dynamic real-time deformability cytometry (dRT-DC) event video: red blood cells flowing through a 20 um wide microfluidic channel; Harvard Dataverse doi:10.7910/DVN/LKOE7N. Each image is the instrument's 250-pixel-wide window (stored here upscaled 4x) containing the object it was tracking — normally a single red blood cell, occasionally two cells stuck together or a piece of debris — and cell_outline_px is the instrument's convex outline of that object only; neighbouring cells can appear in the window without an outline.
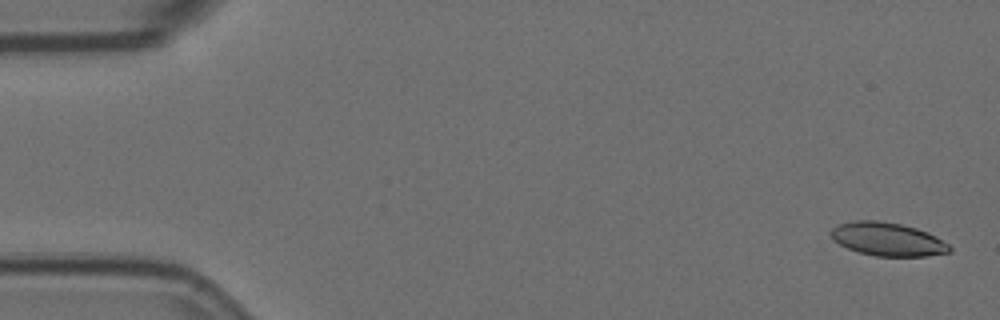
{"species": "Egyptian fruit bat (a non-hibernating species)", "species_latin": "Rousettus aegyptiacus", "temperature_condition": "room temperature", "stored_images_in_passage": 19, "camera_frame_rate_fps": 3000, "um_per_image_px": 0.085, "animal": {"sex": "female"}, "frame": {"image": 1, "passage_image": 2, "time_ms": 0.333, "image_size_px": [1000, 320], "cell_outline_px": [[952, 252], [928, 256], [876, 256], [860, 252], [848, 248], [832, 240], [832, 228], [840, 224], [856, 220], [876, 220], [900, 224], [916, 228], [928, 232], [936, 236], [948, 244], [952, 248]], "centroid_in_image_um": [75.49, 20.34], "position_along_channel_um": 9.5, "area_um2": 22.95}}
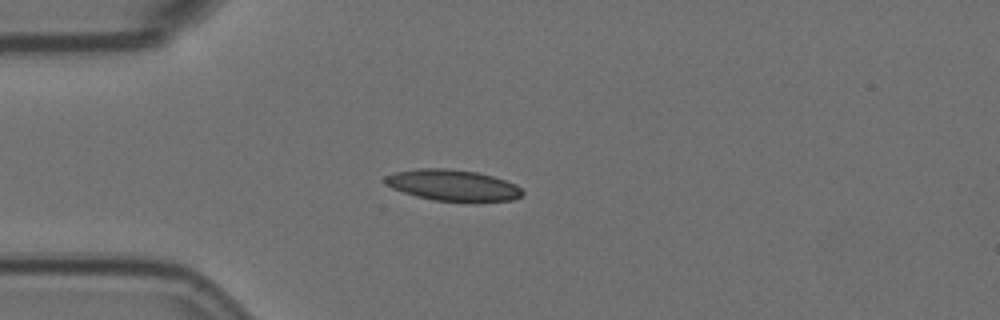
{"frame": {"image": 2, "passage_image": 15, "time_ms": 4.667, "image_size_px": [1000, 320], "cell_outline_px": [[524, 192], [520, 196], [512, 200], [432, 200], [416, 196], [392, 188], [384, 184], [384, 176], [396, 172], [420, 168], [448, 168], [476, 172], [492, 176], [516, 184]], "centroid_in_image_um": [38.43, 15.72], "position_along_channel_um": 46.6, "area_um2": 24.45}}
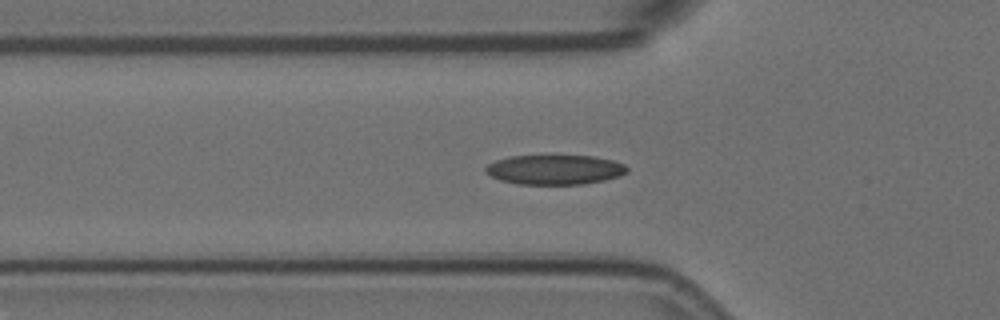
{"frame": {"image": 3, "passage_image": 19, "time_ms": 6.0, "image_size_px": [1000, 320], "cell_outline_px": [[628, 172], [620, 176], [604, 180], [584, 184], [516, 184], [500, 180], [484, 172], [484, 168], [488, 164], [496, 160], [508, 156], [592, 156], [612, 160], [624, 164], [628, 168]], "centroid_in_image_um": [47.14, 14.42], "position_along_channel_um": 78.7, "area_um2": 24.51}}